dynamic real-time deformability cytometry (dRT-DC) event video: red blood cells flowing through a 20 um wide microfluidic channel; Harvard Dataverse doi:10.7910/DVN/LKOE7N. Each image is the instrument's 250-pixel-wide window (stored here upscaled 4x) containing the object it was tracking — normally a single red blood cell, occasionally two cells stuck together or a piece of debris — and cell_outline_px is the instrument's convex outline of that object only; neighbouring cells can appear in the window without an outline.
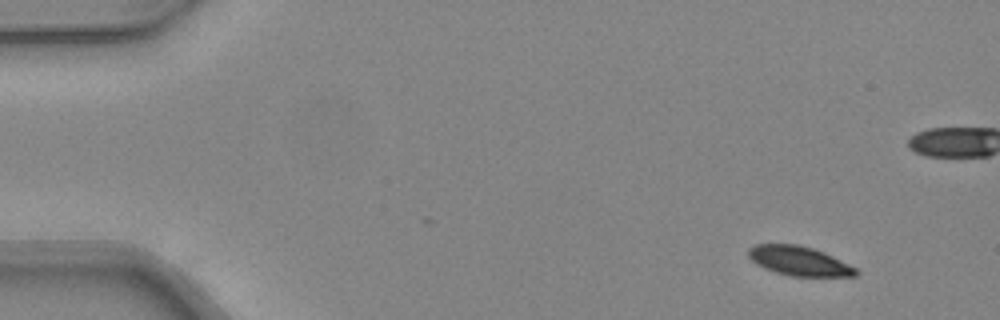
{"species": "common noctule bat (a hibernating species)", "species_latin": "Nyctalus noctula", "temperature_condition": "warm", "stored_images_in_passage": 45, "camera_frame_rate_fps": 3000, "um_per_image_px": 0.085, "animal": {"sex": "female", "body_mass_g": 24.6, "forearm_length_mm": 56.2}, "frame": {"image": 1, "passage_image": 1, "time_ms": 0.0, "image_size_px": [1000, 320], "cell_outline_px": [[860, 272], [856, 276], [792, 276], [776, 272], [764, 268], [756, 264], [748, 256], [748, 248], [756, 244], [796, 244], [812, 248], [824, 252], [856, 268]], "centroid_in_image_um": [67.91, 22.18], "position_along_channel_um": 17.1, "area_um2": 18.26}}
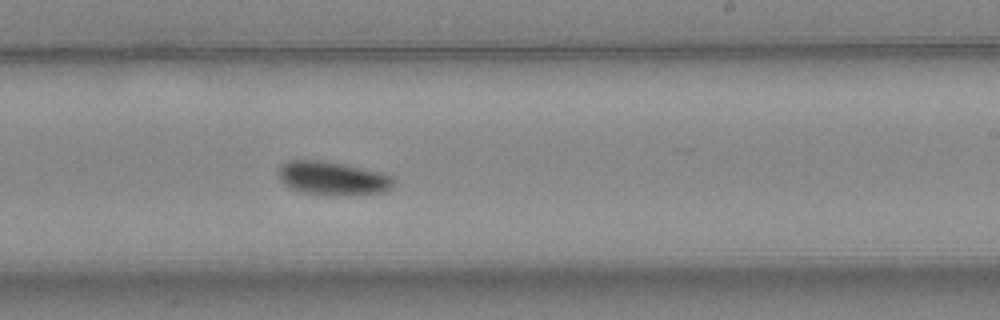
{"frame": {"image": 2, "passage_image": 26, "time_ms": 8.333, "image_size_px": [1000, 320], "cell_outline_px": [[396, 180], [392, 188], [384, 192], [344, 196], [332, 196], [300, 192], [284, 184], [280, 180], [276, 172], [280, 164], [288, 160], [324, 160], [344, 164], [380, 172], [392, 176]], "centroid_in_image_um": [28.26, 15.16], "position_along_channel_um": 260.7, "area_um2": 23.12}}
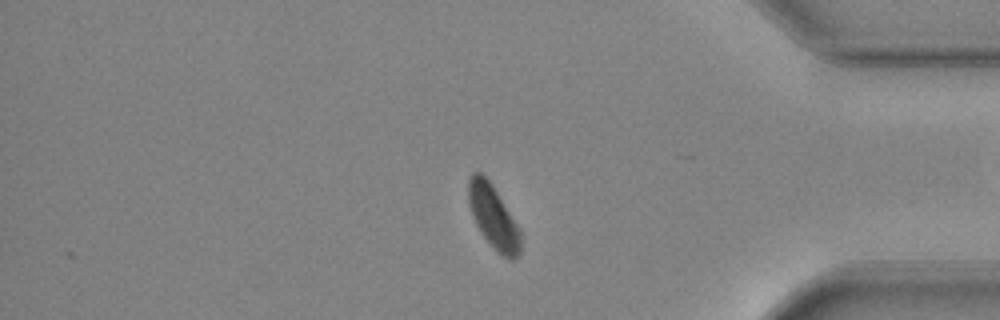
{"frame": {"image": 3, "passage_image": 37, "time_ms": 12.0, "image_size_px": [1000, 320], "cell_outline_px": [[520, 252], [516, 260], [508, 260], [496, 252], [492, 248], [480, 232], [472, 216], [468, 204], [468, 176], [472, 172], [480, 172], [492, 184], [520, 228]], "centroid_in_image_um": [41.92, 18.46], "position_along_channel_um": 393.3, "area_um2": 19.59}, "authors_computed_cell_mechanics": {"area_um2": 21.0392, "velocity_mm_per_s": 4.2916, "shape_relaxation_time_tau1_ms": 2.1947, "shape_relaxation_time_tau2_ms": null, "deformation_change_tau1": 0.0872, "deformation_change_tau2": null}}